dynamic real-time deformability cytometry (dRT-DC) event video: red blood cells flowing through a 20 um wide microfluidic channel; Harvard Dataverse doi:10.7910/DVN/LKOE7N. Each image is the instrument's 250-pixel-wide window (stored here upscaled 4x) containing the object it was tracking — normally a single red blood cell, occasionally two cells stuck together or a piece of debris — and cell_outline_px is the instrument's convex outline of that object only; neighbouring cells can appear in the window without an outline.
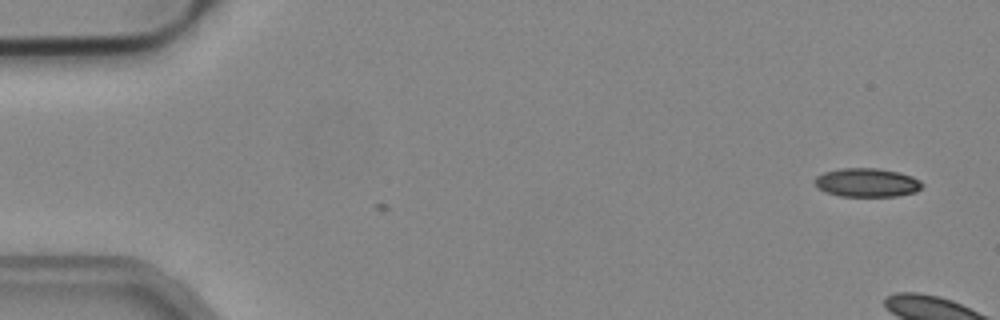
{"species": "common noctule bat (a hibernating species)", "species_latin": "Nyctalus noctula", "temperature_condition": "cold", "stored_images_in_passage": 3, "camera_frame_rate_fps": 3000, "um_per_image_px": 0.085, "animal": {"sex": "male", "body_mass_g": 19.2, "forearm_length_mm": 51.8}, "frame": {"image": 1, "passage_image": 3, "time_ms": 0.667, "image_size_px": [1000, 320], "cell_outline_px": [[924, 184], [916, 192], [896, 196], [840, 196], [824, 192], [812, 180], [816, 176], [824, 172], [840, 168], [880, 168], [900, 172], [912, 176], [920, 180]], "centroid_in_image_um": [73.69, 15.51], "position_along_channel_um": 11.3, "area_um2": 18.15}}